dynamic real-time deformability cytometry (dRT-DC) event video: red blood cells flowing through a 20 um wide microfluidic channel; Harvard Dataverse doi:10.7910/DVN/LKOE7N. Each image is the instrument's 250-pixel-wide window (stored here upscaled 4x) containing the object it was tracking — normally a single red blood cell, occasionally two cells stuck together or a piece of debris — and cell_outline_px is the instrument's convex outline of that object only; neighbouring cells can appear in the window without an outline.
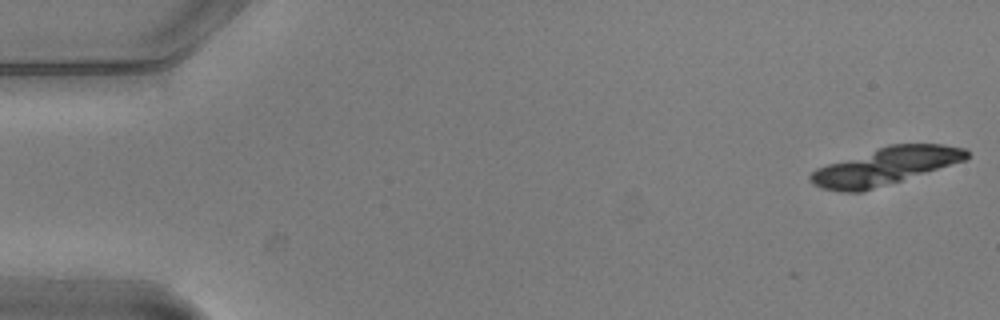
{"species": "common noctule bat (a hibernating species)", "species_latin": "Nyctalus noctula", "temperature_condition": "warm", "stored_images_in_passage": 8, "camera_frame_rate_fps": 3000, "um_per_image_px": 0.085, "animal": {"sex": "male", "body_mass_g": 20.5, "forearm_length_mm": 52.5}, "frame": {"image": 1, "passage_image": 1, "time_ms": 0.0, "image_size_px": [1000, 320], "cell_outline_px": [[968, 156], [964, 160], [864, 192], [840, 192], [820, 188], [812, 184], [808, 180], [808, 176], [816, 168], [888, 144], [944, 144], [964, 148], [968, 152]], "centroid_in_image_um": [75.19, 14.14], "position_along_channel_um": 9.8, "area_um2": 33.7}}
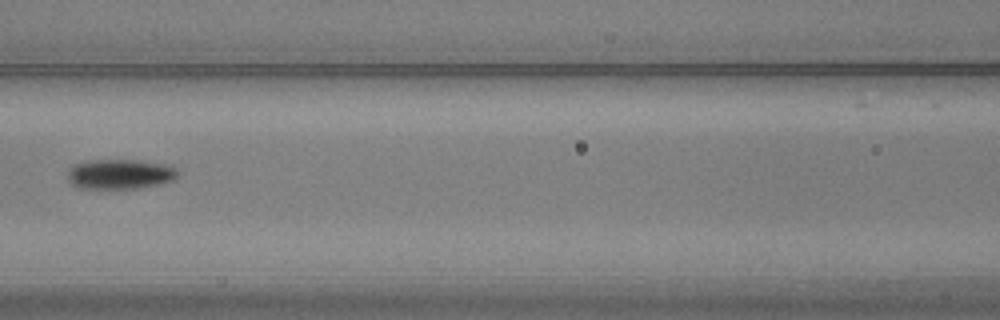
{"frame": {"image": 2, "passage_image": 7, "time_ms": 2.0, "image_size_px": [1000, 320], "cell_outline_px": [[180, 172], [176, 180], [160, 184], [140, 188], [80, 188], [72, 184], [68, 180], [68, 172], [76, 164], [84, 160], [136, 160], [164, 164], [176, 168]], "centroid_in_image_um": [10.25, 14.8], "position_along_channel_um": 156.4, "area_um2": 19.25}}
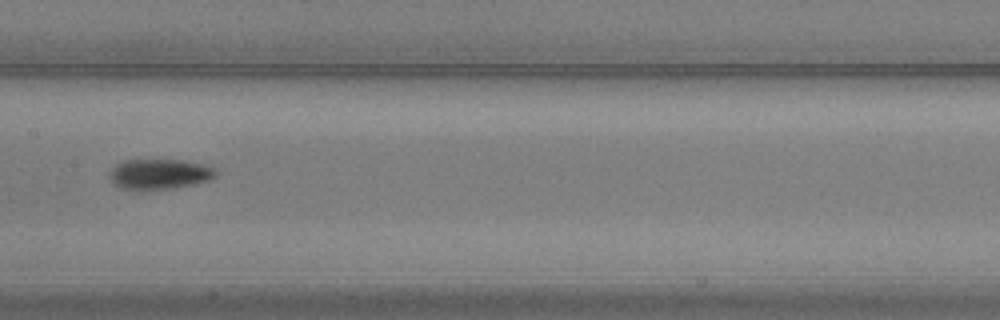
{"frame": {"image": 3, "passage_image": 8, "time_ms": 2.333, "image_size_px": [1000, 320], "cell_outline_px": [[216, 176], [208, 180], [192, 184], [172, 188], [124, 188], [116, 184], [112, 180], [112, 168], [116, 164], [124, 160], [184, 160], [216, 168]], "centroid_in_image_um": [13.61, 14.76], "position_along_channel_um": 193.8, "area_um2": 17.98}}